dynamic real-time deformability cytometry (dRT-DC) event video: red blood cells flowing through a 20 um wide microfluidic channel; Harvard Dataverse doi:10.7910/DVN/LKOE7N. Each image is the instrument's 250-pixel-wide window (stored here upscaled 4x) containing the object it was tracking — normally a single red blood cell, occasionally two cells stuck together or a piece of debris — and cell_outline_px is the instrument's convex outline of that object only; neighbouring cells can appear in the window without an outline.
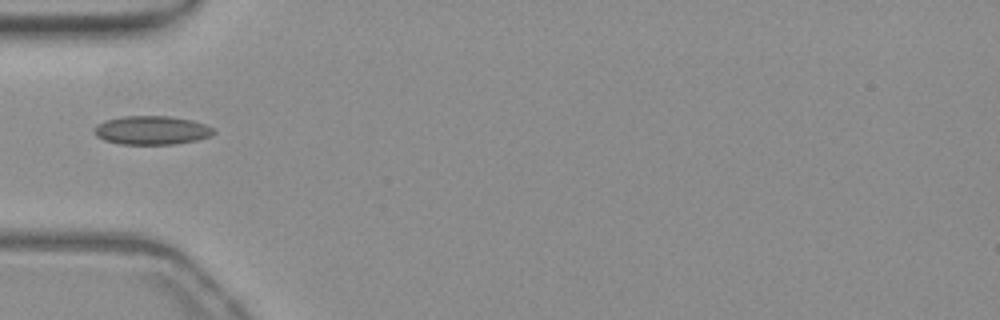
{"species": "common noctule bat (a hibernating species)", "species_latin": "Nyctalus noctula", "temperature_condition": "warm", "stored_images_in_passage": 25, "camera_frame_rate_fps": 3000, "um_per_image_px": 0.085, "animal": {"sex": "female", "body_mass_g": 19.3, "forearm_length_mm": 54.1}, "frame": {"image": 1, "passage_image": 1, "time_ms": 0.0, "image_size_px": [1000, 320], "cell_outline_px": [[216, 132], [212, 136], [196, 140], [176, 144], [120, 144], [104, 140], [96, 136], [92, 132], [96, 124], [104, 120], [120, 116], [168, 116], [192, 120], [204, 124], [212, 128]], "centroid_in_image_um": [12.86, 11.07], "position_along_channel_um": 72.1, "area_um2": 20.17}}
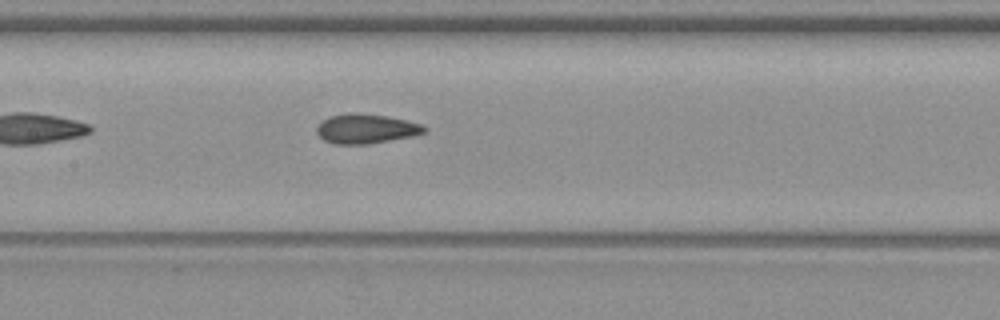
{"frame": {"image": 2, "passage_image": 9, "time_ms": 2.667, "image_size_px": [1000, 320], "cell_outline_px": [[428, 132], [412, 136], [368, 144], [332, 144], [324, 140], [316, 132], [316, 128], [328, 116], [348, 112], [352, 112], [388, 116], [420, 124], [428, 128]], "centroid_in_image_um": [31.11, 10.94], "position_along_channel_um": 176.3, "area_um2": 18.55}}
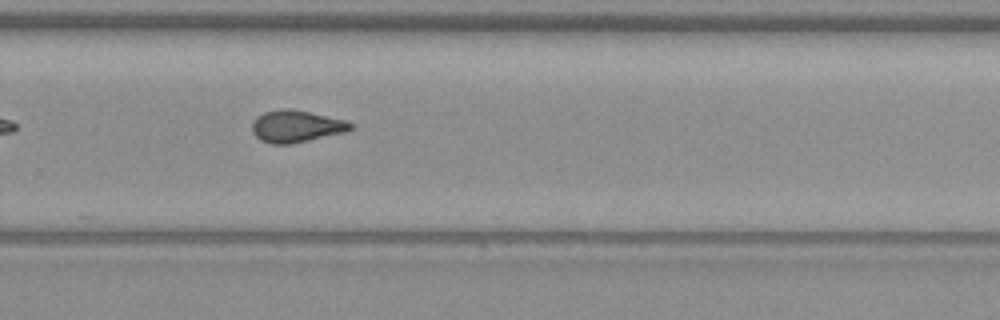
{"frame": {"image": 3, "passage_image": 19, "time_ms": 6.0, "image_size_px": [1000, 320], "cell_outline_px": [[352, 128], [348, 132], [292, 144], [272, 144], [260, 140], [252, 132], [252, 124], [264, 112], [280, 108], [292, 108], [344, 120], [352, 124]], "centroid_in_image_um": [25.19, 10.74], "position_along_channel_um": 304.6, "area_um2": 18.38}}